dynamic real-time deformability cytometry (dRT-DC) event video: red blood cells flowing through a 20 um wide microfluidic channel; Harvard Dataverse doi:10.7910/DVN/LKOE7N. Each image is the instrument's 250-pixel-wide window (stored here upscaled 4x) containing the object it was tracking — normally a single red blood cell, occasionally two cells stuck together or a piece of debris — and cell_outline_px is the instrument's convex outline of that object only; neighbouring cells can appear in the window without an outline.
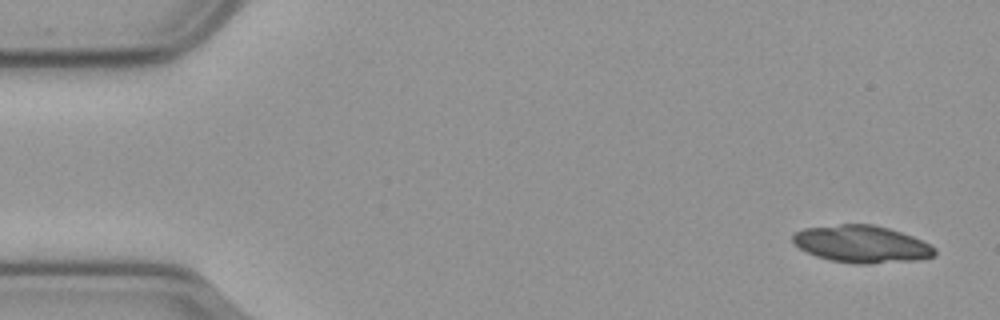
{"species": "common noctule bat (a hibernating species)", "species_latin": "Nyctalus noctula", "temperature_condition": "cold", "stored_images_in_passage": 55, "camera_frame_rate_fps": 3000, "um_per_image_px": 0.085, "animal": {"sex": "male", "body_mass_g": 23.1, "forearm_length_mm": 52.7}, "frame": {"image": 1, "passage_image": 1, "time_ms": 0.0, "image_size_px": [1000, 320], "cell_outline_px": [[936, 256], [916, 260], [868, 264], [856, 264], [828, 260], [816, 256], [800, 248], [792, 240], [792, 236], [796, 232], [804, 228], [840, 224], [872, 224], [888, 228], [912, 236], [936, 248]], "centroid_in_image_um": [73.25, 20.75], "position_along_channel_um": 11.8, "area_um2": 30.69}}
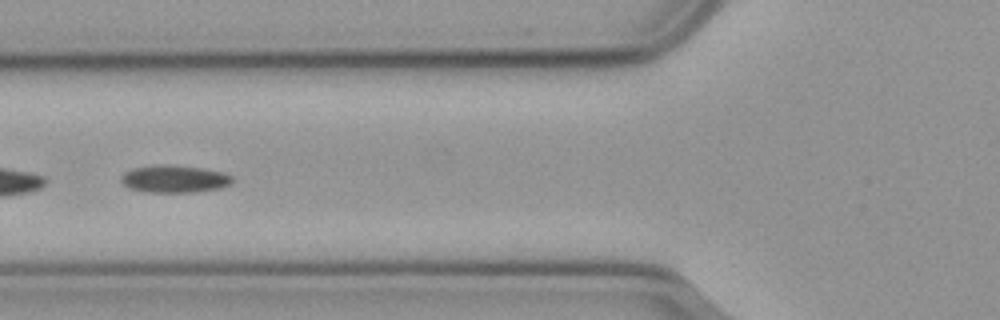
{"frame": {"image": 2, "passage_image": 20, "time_ms": 6.333, "image_size_px": [1000, 320], "cell_outline_px": [[232, 184], [220, 188], [196, 192], [148, 192], [128, 188], [120, 180], [120, 176], [124, 172], [132, 168], [152, 164], [164, 164], [200, 168], [224, 172], [232, 176]], "centroid_in_image_um": [14.8, 15.2], "position_along_channel_um": 111.0, "area_um2": 17.98}}
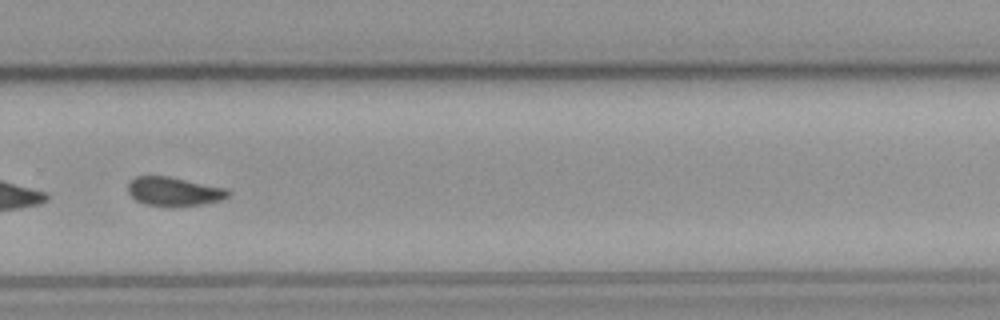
{"frame": {"image": 3, "passage_image": 37, "time_ms": 12.0, "image_size_px": [1000, 320], "cell_outline_px": [[228, 196], [220, 200], [200, 204], [144, 204], [136, 200], [128, 192], [128, 184], [136, 176], [168, 176], [224, 188], [228, 192]], "centroid_in_image_um": [14.73, 16.24], "position_along_channel_um": 315.1, "area_um2": 15.95}, "authors_computed_cell_mechanics": {"area_um2": 17.5712, "velocity_mm_per_s": 3.6028, "shape_relaxation_time_tau1_ms": null, "shape_relaxation_time_tau2_ms": 4.2244, "deformation_change_tau1": null, "deformation_change_tau2": 0.095}}